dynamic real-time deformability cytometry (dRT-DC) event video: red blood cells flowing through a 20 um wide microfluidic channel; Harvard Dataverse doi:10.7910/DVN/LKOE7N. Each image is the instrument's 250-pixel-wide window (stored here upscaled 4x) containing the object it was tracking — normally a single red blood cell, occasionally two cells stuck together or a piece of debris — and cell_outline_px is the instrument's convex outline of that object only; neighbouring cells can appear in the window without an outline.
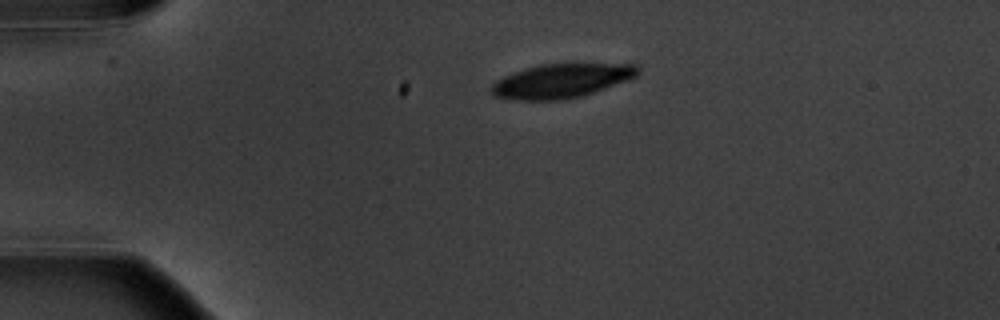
{"species": "common noctule bat (a hibernating species)", "species_latin": "Nyctalus noctula", "temperature_condition": "warm", "stored_images_in_passage": 2, "camera_frame_rate_fps": 3000, "um_per_image_px": 0.085, "animal": {"sex": "male", "body_mass_g": 20.1, "forearm_length_mm": 53.5}, "frame": {"image": 1, "passage_image": 1, "time_ms": 0.0, "image_size_px": [1000, 320], "cell_outline_px": [[640, 72], [636, 76], [628, 80], [580, 96], [564, 100], [512, 100], [492, 96], [492, 84], [496, 80], [512, 72], [524, 68], [540, 64], [572, 60], [576, 60], [640, 64]], "centroid_in_image_um": [47.79, 6.79], "position_along_channel_um": 37.2, "area_um2": 30.63}}